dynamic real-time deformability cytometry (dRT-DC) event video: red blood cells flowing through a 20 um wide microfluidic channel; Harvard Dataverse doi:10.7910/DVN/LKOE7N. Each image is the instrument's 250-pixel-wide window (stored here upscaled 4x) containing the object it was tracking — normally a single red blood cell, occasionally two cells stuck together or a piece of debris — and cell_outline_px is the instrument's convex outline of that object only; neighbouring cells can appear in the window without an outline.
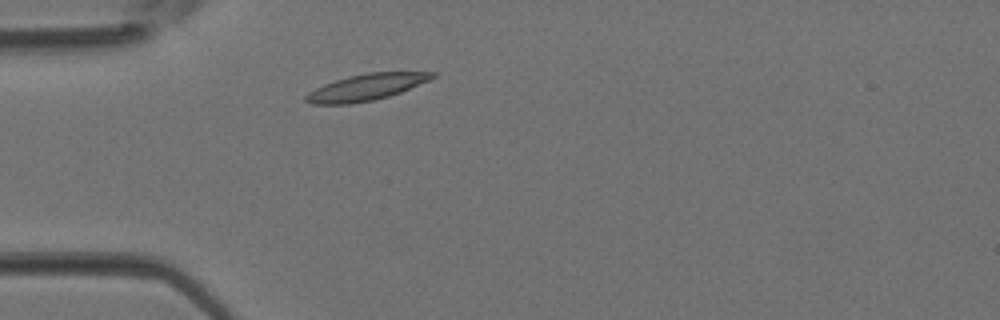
{"species": "Egyptian fruit bat (a non-hibernating species)", "species_latin": "Rousettus aegyptiacus", "temperature_condition": "room temperature", "stored_images_in_passage": 2, "camera_frame_rate_fps": 3000, "um_per_image_px": 0.085, "animal": {"sex": "female"}, "frame": {"image": 1, "passage_image": 2, "time_ms": 0.333, "image_size_px": [1000, 320], "cell_outline_px": [[436, 76], [428, 80], [400, 92], [388, 96], [372, 100], [348, 104], [312, 104], [304, 100], [304, 96], [308, 92], [324, 84], [348, 76], [368, 72], [436, 72]], "centroid_in_image_um": [31.09, 7.41], "position_along_channel_um": 53.9, "area_um2": 19.19}}